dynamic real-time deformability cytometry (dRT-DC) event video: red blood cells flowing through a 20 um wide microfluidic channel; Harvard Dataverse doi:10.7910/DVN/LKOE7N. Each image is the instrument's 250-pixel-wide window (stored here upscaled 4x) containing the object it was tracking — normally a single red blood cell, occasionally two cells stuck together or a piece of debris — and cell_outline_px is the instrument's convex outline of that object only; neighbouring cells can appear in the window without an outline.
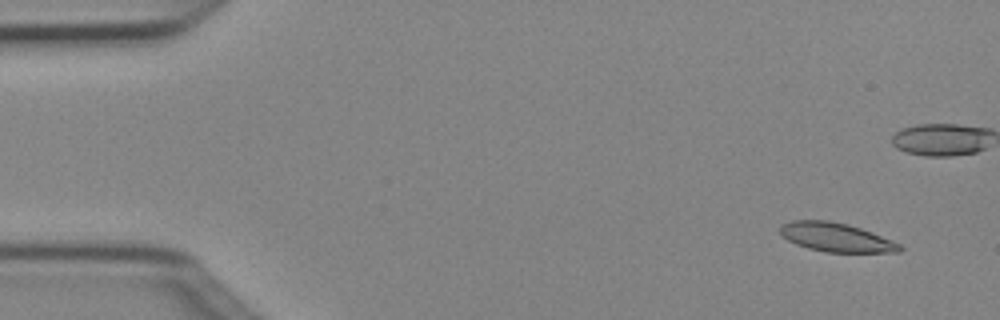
{"species": "Egyptian fruit bat (a non-hibernating species)", "species_latin": "Rousettus aegyptiacus", "temperature_condition": "cold", "stored_images_in_passage": 4, "camera_frame_rate_fps": 3000, "um_per_image_px": 0.085, "animal": {"sex": "female"}, "frame": {"image": 1, "passage_image": 1, "time_ms": 0.0, "image_size_px": [1000, 320], "cell_outline_px": [[904, 248], [900, 252], [824, 252], [808, 248], [796, 244], [788, 240], [780, 232], [780, 224], [792, 220], [828, 220], [848, 224], [872, 232], [900, 244]], "centroid_in_image_um": [71.06, 20.17], "position_along_channel_um": 13.9, "area_um2": 20.11}}